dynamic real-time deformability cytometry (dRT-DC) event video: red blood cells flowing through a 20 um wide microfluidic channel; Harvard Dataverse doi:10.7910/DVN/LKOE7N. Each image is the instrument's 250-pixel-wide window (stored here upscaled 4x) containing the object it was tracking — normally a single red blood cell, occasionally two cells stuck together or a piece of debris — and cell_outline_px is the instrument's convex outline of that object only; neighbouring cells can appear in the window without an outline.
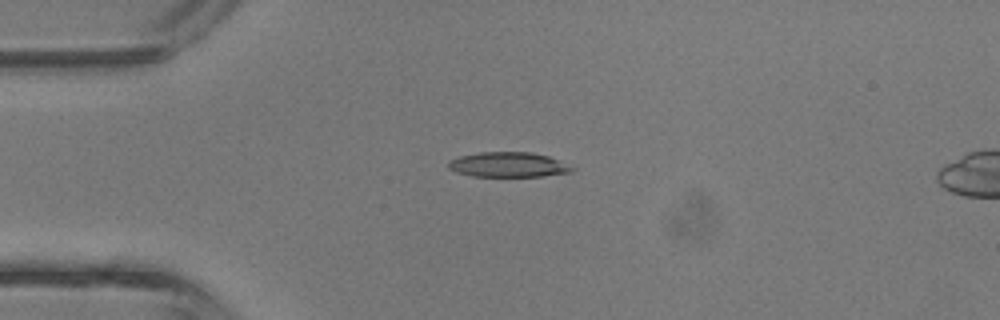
{"species": "common noctule bat (a hibernating species)", "species_latin": "Nyctalus noctula", "temperature_condition": "room temperature", "stored_images_in_passage": 32, "camera_frame_rate_fps": 3000, "um_per_image_px": 0.085, "animal": {"sex": "male", "body_mass_g": 13.3}, "frame": {"image": 1, "passage_image": 1, "time_ms": 0.0, "image_size_px": [1000, 320], "cell_outline_px": [[576, 168], [572, 172], [544, 176], [472, 176], [456, 172], [448, 168], [448, 160], [460, 156], [480, 152], [532, 152], [548, 156]], "centroid_in_image_um": [43.19, 14.0], "position_along_channel_um": 41.8, "area_um2": 17.98}}
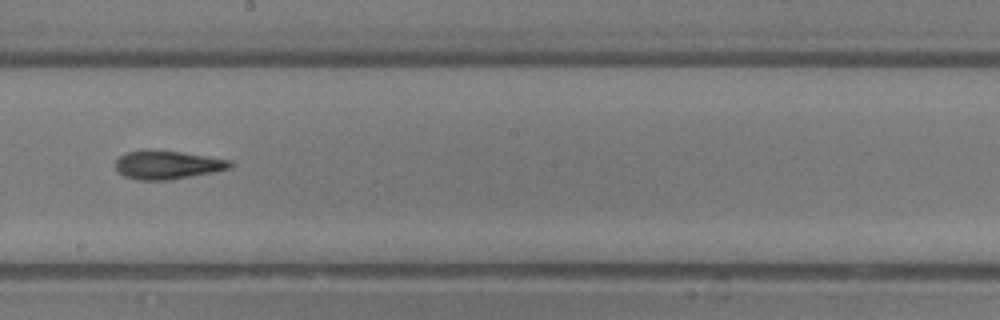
{"frame": {"image": 2, "passage_image": 14, "time_ms": 4.333, "image_size_px": [1000, 320], "cell_outline_px": [[232, 168], [212, 172], [168, 180], [136, 180], [124, 176], [116, 172], [116, 160], [120, 156], [128, 152], [148, 148], [180, 152], [208, 156], [232, 160]], "centroid_in_image_um": [14.2, 14.0], "position_along_channel_um": 234.0, "area_um2": 19.25}}
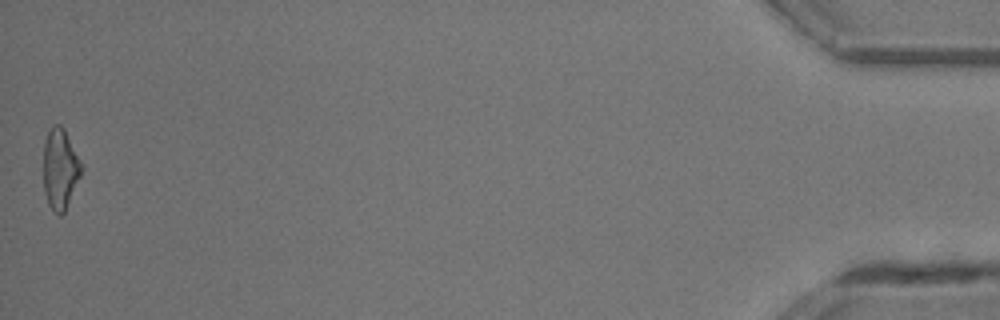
{"frame": {"image": 3, "passage_image": 32, "time_ms": 10.333, "image_size_px": [1000, 320], "cell_outline_px": [[84, 168], [64, 212], [60, 216], [52, 212], [48, 204], [44, 192], [44, 140], [52, 124], [60, 124], [64, 128]], "centroid_in_image_um": [5.11, 14.36], "position_along_channel_um": 430.1, "area_um2": 17.92}, "authors_computed_cell_mechanics": {"area_um2": 18.8428, "velocity_mm_per_s": 4.9741, "shape_relaxation_time_tau1_ms": 4.2838, "shape_relaxation_time_tau2_ms": 3.0478, "deformation_change_tau1": 0.1809, "deformation_change_tau2": 0.1201}}